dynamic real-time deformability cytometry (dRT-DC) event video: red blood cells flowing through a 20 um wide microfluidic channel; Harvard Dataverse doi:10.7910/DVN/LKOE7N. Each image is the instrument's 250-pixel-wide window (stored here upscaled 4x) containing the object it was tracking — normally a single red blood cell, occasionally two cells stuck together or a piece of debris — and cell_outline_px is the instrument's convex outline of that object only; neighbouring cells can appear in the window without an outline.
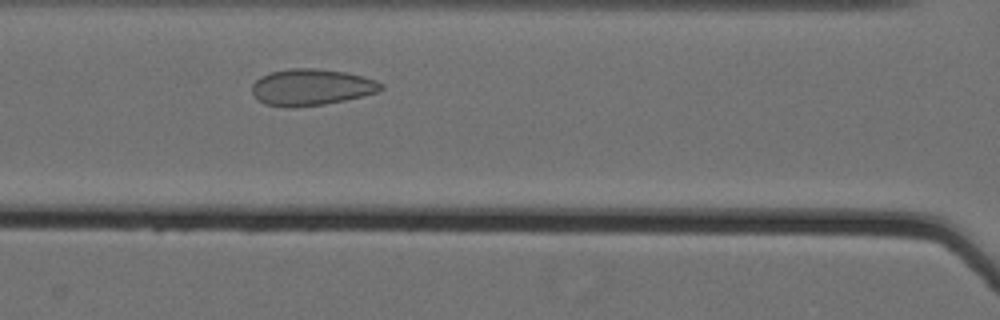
{"species": "Egyptian fruit bat (a non-hibernating species)", "species_latin": "Rousettus aegyptiacus", "temperature_condition": "cold", "stored_images_in_passage": 40, "camera_frame_rate_fps": 3000, "um_per_image_px": 0.085, "animal": {"sex": "female"}, "frame": {"image": 1, "passage_image": 17, "time_ms": 5.333, "image_size_px": [1000, 320], "cell_outline_px": [[384, 88], [376, 92], [364, 96], [324, 104], [296, 108], [284, 108], [264, 104], [252, 92], [252, 84], [260, 76], [272, 72], [292, 68], [316, 68], [344, 72], [376, 80], [384, 84]], "centroid_in_image_um": [26.46, 7.42], "position_along_channel_um": 140.1, "area_um2": 27.46}}
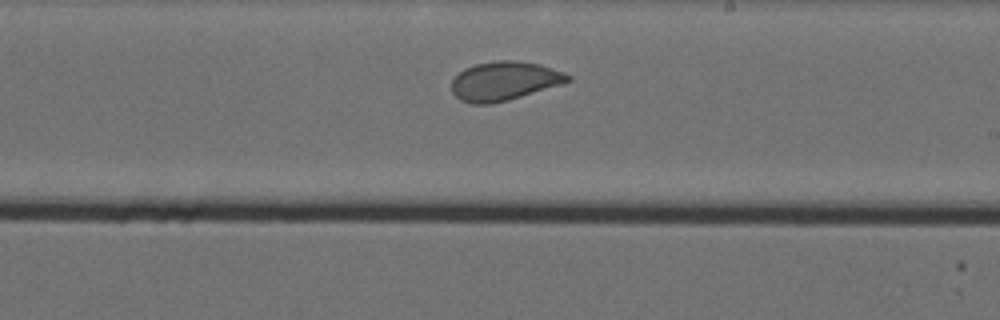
{"frame": {"image": 2, "passage_image": 26, "time_ms": 8.333, "image_size_px": [1000, 320], "cell_outline_px": [[572, 80], [560, 84], [508, 100], [488, 104], [472, 104], [460, 100], [452, 92], [452, 80], [464, 68], [476, 64], [496, 60], [512, 60], [540, 64], [564, 72], [572, 76]], "centroid_in_image_um": [42.85, 6.88], "position_along_channel_um": 246.1, "area_um2": 26.18}}
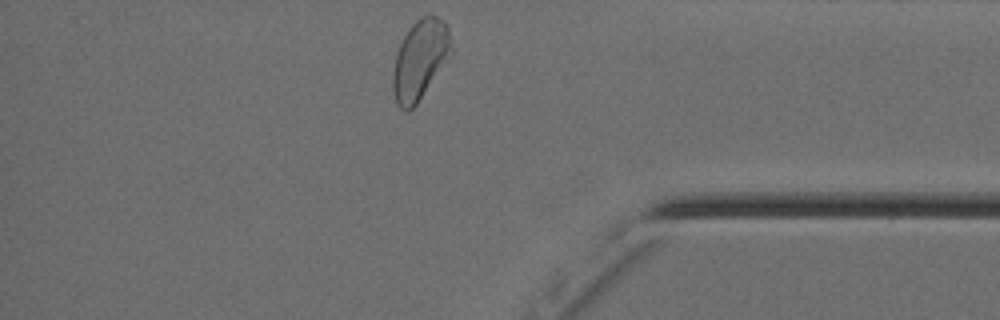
{"frame": {"image": 3, "passage_image": 40, "time_ms": 13.0, "image_size_px": [1000, 320], "cell_outline_px": [[452, 52], [416, 104], [408, 112], [404, 112], [396, 104], [392, 88], [392, 72], [396, 52], [404, 36], [412, 24], [416, 20], [424, 16], [436, 16], [448, 28], [452, 48]], "centroid_in_image_um": [35.65, 5.11], "position_along_channel_um": 399.5, "area_um2": 26.65}, "authors_computed_cell_mechanics": {"area_um2": 26.2123, "velocity_mm_per_s": 3.5467, "shape_relaxation_time_tau1_ms": 6.6678, "shape_relaxation_time_tau2_ms": 0.6117, "deformation_change_tau1": 0.1125, "deformation_change_tau2": 0.0457}}